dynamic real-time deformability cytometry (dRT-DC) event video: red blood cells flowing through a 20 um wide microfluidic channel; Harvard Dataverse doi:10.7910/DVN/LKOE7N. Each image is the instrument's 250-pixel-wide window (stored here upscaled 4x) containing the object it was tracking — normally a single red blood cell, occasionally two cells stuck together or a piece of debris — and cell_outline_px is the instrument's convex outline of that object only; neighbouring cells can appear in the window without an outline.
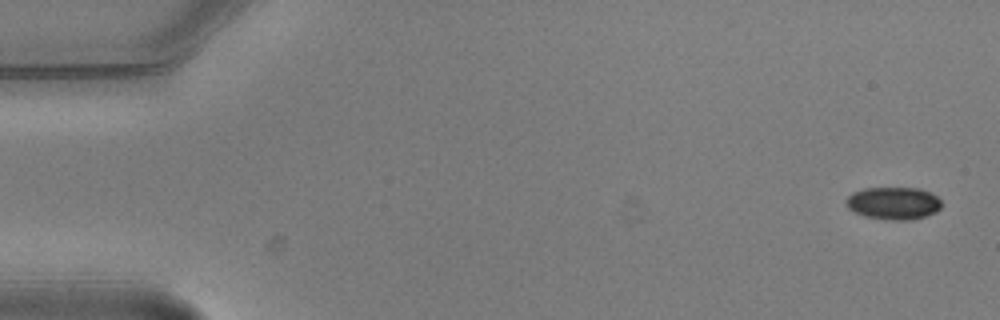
{"species": "common noctule bat (a hibernating species)", "species_latin": "Nyctalus noctula", "temperature_condition": "warm", "stored_images_in_passage": 5, "camera_frame_rate_fps": 3000, "um_per_image_px": 0.085, "animal": {"sex": "male", "body_mass_g": 20.5, "forearm_length_mm": 52.5}, "frame": {"image": 1, "passage_image": 1, "time_ms": 0.0, "image_size_px": [1000, 320], "cell_outline_px": [[940, 208], [936, 212], [912, 220], [892, 220], [864, 216], [848, 208], [844, 204], [844, 200], [852, 192], [864, 188], [920, 188], [932, 192], [940, 200]], "centroid_in_image_um": [75.92, 17.26], "position_along_channel_um": 9.1, "area_um2": 18.21}}
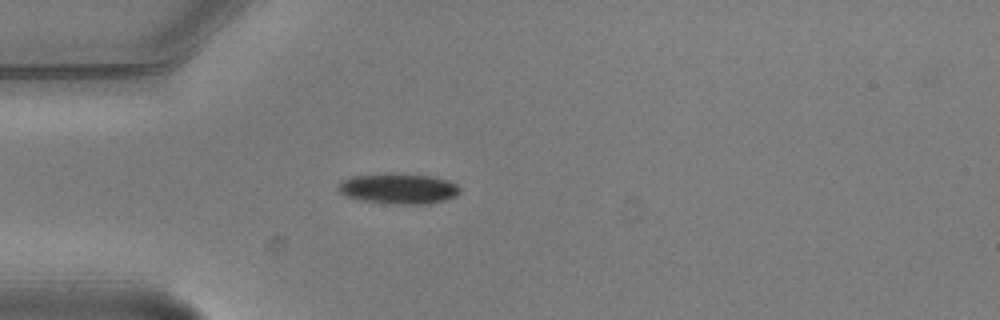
{"frame": {"image": 2, "passage_image": 5, "time_ms": 1.333, "image_size_px": [1000, 320], "cell_outline_px": [[460, 192], [456, 196], [444, 200], [428, 204], [396, 204], [360, 200], [348, 196], [340, 192], [336, 188], [340, 180], [352, 176], [396, 172], [432, 176], [448, 180], [456, 184], [460, 188]], "centroid_in_image_um": [33.87, 16.01], "position_along_channel_um": 51.1, "area_um2": 21.91}}